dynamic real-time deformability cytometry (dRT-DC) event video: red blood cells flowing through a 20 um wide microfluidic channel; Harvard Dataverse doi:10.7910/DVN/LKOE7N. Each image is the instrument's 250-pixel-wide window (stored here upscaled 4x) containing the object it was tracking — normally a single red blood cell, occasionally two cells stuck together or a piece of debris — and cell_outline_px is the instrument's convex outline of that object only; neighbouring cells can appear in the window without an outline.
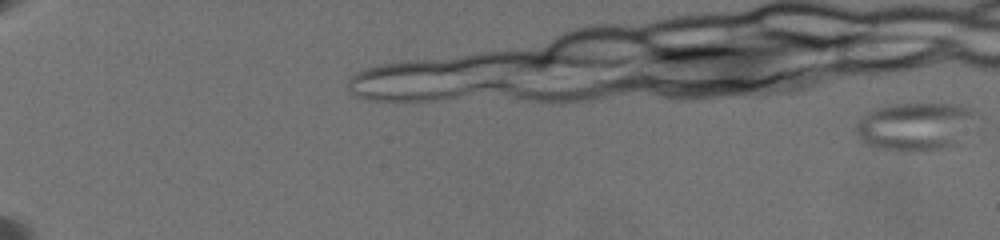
{"species": "common noctule bat (a hibernating species)", "species_latin": "Nyctalus noctula", "temperature_condition": "warm", "stored_images_in_passage": 11, "camera_frame_rate_fps": 3000, "um_per_image_px": 0.085, "animal": {"sex": "female", "body_mass_g": 19.5, "forearm_length_mm": 54.1}, "frame": {"image": 1, "passage_image": 1, "time_ms": 0.0, "image_size_px": [1000, 240], "cell_outline_px": [[976, 112], [956, 144], [936, 148], [896, 152], [876, 148], [868, 144], [852, 128], [872, 108], [892, 104], [952, 104], [972, 108]], "centroid_in_image_um": [77.69, 10.72], "position_along_channel_um": 7.3, "area_um2": 32.83}}